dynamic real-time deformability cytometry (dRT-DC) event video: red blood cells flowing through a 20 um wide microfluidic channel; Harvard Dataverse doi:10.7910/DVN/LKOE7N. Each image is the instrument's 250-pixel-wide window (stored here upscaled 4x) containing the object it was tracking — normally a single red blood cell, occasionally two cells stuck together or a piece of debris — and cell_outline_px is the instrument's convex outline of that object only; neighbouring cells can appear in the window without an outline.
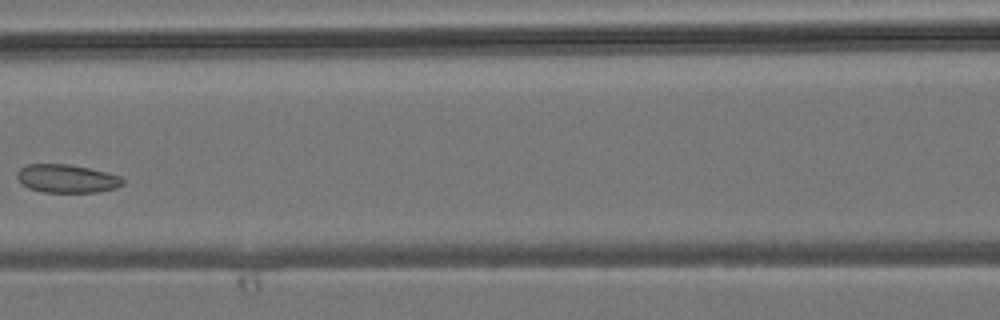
{"species": "common noctule bat (a hibernating species)", "species_latin": "Nyctalus noctula", "temperature_condition": "room temperature", "stored_images_in_passage": 3, "camera_frame_rate_fps": 3000, "um_per_image_px": 0.085, "animal": {"sex": "male", "body_mass_g": 19.2, "forearm_length_mm": 51.8}, "frame": {"image": 1, "passage_image": 3, "time_ms": 2.333, "image_size_px": [1000, 320], "cell_outline_px": [[124, 184], [116, 188], [96, 192], [44, 192], [28, 188], [20, 184], [16, 176], [16, 172], [20, 168], [28, 164], [68, 164], [88, 168], [120, 176], [124, 180]], "centroid_in_image_um": [5.64, 15.18], "position_along_channel_um": 161.0, "area_um2": 17.46}}